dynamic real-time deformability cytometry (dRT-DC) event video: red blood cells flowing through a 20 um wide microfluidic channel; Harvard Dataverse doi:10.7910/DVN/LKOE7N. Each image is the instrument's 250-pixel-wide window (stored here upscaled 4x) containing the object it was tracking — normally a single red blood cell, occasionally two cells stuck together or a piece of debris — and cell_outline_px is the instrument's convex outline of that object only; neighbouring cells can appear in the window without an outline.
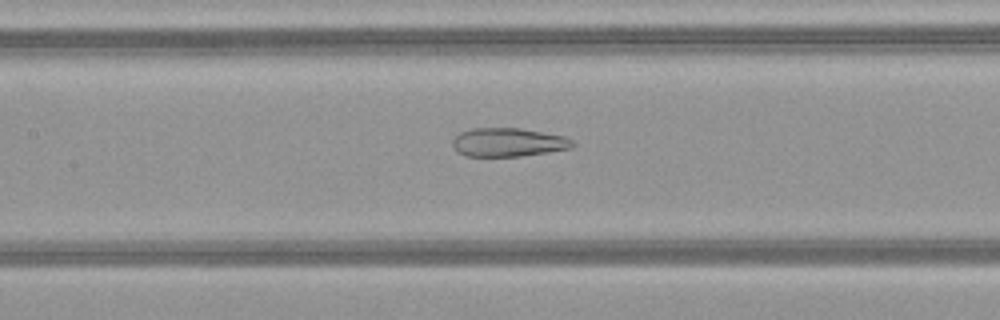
{"species": "common noctule bat (a hibernating species)", "species_latin": "Nyctalus noctula", "temperature_condition": "warm", "stored_images_in_passage": 46, "camera_frame_rate_fps": 3000, "um_per_image_px": 0.085, "animal": {"sex": "female", "body_mass_g": 21.9}, "frame": {"image": 1, "passage_image": 20, "time_ms": 6.333, "image_size_px": [1000, 320], "cell_outline_px": [[576, 144], [572, 148], [548, 152], [520, 156], [464, 156], [452, 144], [452, 140], [460, 132], [472, 128], [520, 128], [564, 136], [572, 140]], "centroid_in_image_um": [43.22, 12.09], "position_along_channel_um": 164.2, "area_um2": 19.94}}
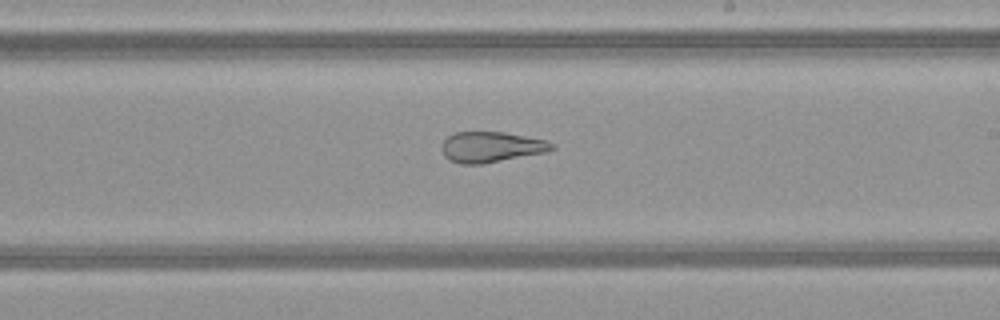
{"frame": {"image": 2, "passage_image": 26, "time_ms": 8.333, "image_size_px": [1000, 320], "cell_outline_px": [[556, 148], [548, 152], [480, 164], [460, 164], [448, 160], [444, 156], [440, 148], [444, 140], [448, 136], [456, 132], [504, 132], [544, 140], [556, 144]], "centroid_in_image_um": [41.74, 12.5], "position_along_channel_um": 247.3, "area_um2": 19.71}}
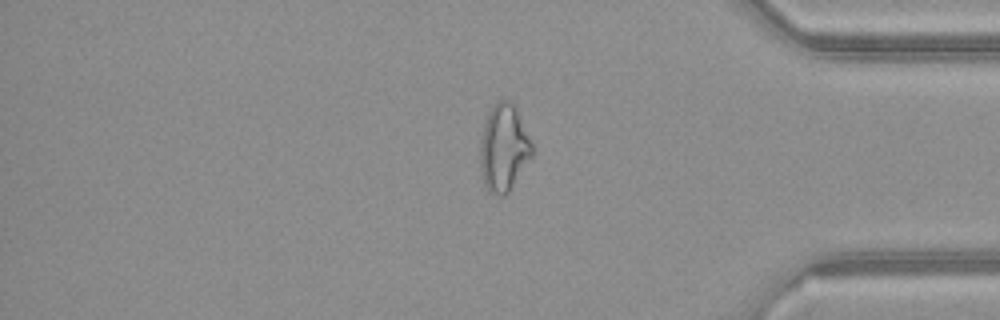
{"frame": {"image": 3, "passage_image": 38, "time_ms": 12.333, "image_size_px": [1000, 320], "cell_outline_px": [[536, 152], [508, 192], [504, 196], [500, 196], [488, 192], [484, 184], [480, 168], [480, 144], [484, 120], [488, 112], [496, 100], [508, 100], [516, 108]], "centroid_in_image_um": [42.82, 12.58], "position_along_channel_um": 392.4, "area_um2": 26.65}, "authors_computed_cell_mechanics": {"area_um2": 26.2701, "velocity_mm_per_s": 4.1688, "shape_relaxation_time_tau1_ms": null, "shape_relaxation_time_tau2_ms": 1.422, "deformation_change_tau1": null, "deformation_change_tau2": 0.1107}}